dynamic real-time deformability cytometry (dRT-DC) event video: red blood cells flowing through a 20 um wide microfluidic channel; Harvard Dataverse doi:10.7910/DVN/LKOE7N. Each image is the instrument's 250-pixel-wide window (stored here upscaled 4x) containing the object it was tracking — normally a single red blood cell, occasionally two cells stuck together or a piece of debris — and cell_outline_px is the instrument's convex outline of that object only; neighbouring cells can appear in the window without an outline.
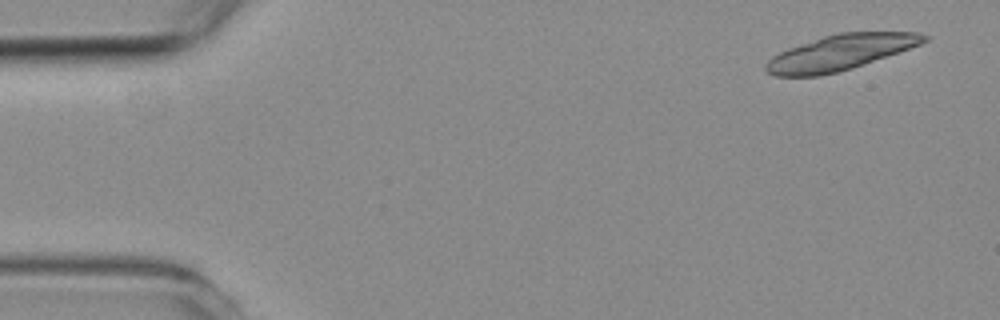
{"species": "common noctule bat (a hibernating species)", "species_latin": "Nyctalus noctula", "temperature_condition": "room temperature", "stored_images_in_passage": 4, "camera_frame_rate_fps": 3000, "um_per_image_px": 0.085, "animal": {"sex": "female", "body_mass_g": 19.3, "forearm_length_mm": 54.1}, "frame": {"image": 1, "passage_image": 1, "time_ms": 0.0, "image_size_px": [1000, 320], "cell_outline_px": [[928, 40], [920, 44], [852, 68], [820, 76], [776, 76], [768, 72], [764, 68], [764, 64], [772, 56], [788, 48], [824, 36], [840, 32], [916, 32], [928, 36]], "centroid_in_image_um": [71.38, 4.46], "position_along_channel_um": 13.6, "area_um2": 32.19}}